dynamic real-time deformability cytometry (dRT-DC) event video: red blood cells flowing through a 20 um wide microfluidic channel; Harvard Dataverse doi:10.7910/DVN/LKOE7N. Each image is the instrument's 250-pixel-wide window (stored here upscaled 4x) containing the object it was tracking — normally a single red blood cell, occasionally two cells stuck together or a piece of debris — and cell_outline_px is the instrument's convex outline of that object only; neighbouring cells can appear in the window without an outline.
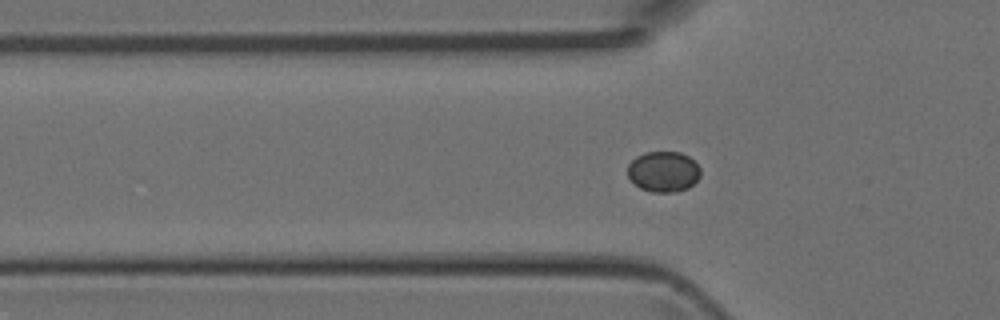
{"species": "Egyptian fruit bat (a non-hibernating species)", "species_latin": "Rousettus aegyptiacus", "temperature_condition": "room temperature", "stored_images_in_passage": 5, "camera_frame_rate_fps": 3000, "um_per_image_px": 0.085, "animal": {"sex": "female"}, "frame": {"image": 1, "passage_image": 3, "time_ms": 0.667, "image_size_px": [1000, 320], "cell_outline_px": [[700, 176], [688, 188], [676, 192], [652, 192], [640, 188], [628, 176], [628, 164], [636, 156], [644, 152], [680, 152], [688, 156], [700, 168]], "centroid_in_image_um": [56.38, 14.58], "position_along_channel_um": 69.4, "area_um2": 17.17}}